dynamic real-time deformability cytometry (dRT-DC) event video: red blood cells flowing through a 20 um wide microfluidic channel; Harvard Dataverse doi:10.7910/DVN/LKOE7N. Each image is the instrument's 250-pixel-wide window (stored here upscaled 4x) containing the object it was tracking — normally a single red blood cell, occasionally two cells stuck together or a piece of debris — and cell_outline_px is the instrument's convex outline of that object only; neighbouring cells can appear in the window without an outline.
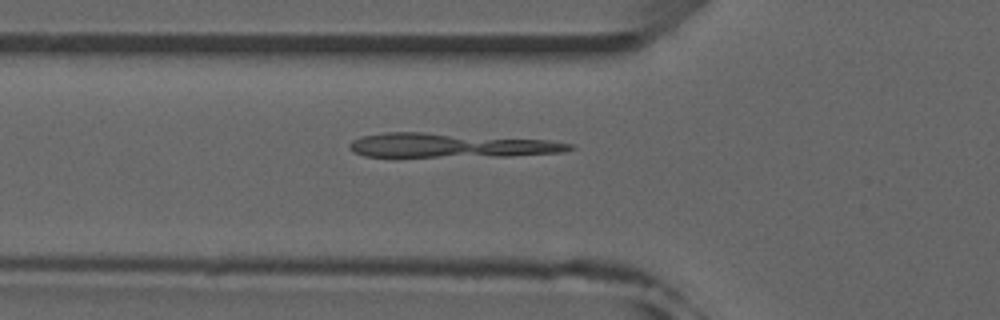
{"species": "common noctule bat (a hibernating species)", "species_latin": "Nyctalus noctula", "temperature_condition": "room temperature", "stored_images_in_passage": 35, "camera_frame_rate_fps": 3000, "um_per_image_px": 0.085, "animal": {"sex": "male", "forearm_length_mm": 52.5}, "frame": {"image": 1, "passage_image": 10, "time_ms": 3.0, "image_size_px": [1000, 320], "cell_outline_px": [[576, 148], [564, 152], [508, 156], [396, 160], [364, 156], [348, 148], [348, 144], [352, 140], [360, 136], [384, 132], [424, 132], [548, 140], [572, 144]], "centroid_in_image_um": [38.17, 12.41], "position_along_channel_um": 87.6, "area_um2": 33.12}}
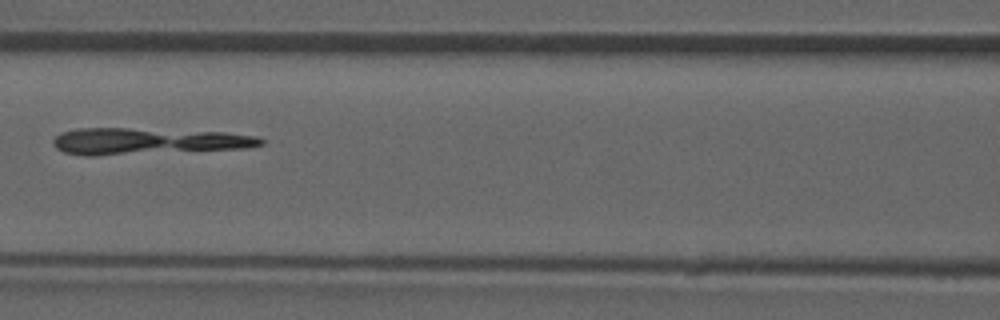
{"frame": {"image": 2, "passage_image": 15, "time_ms": 4.667, "image_size_px": [1000, 320], "cell_outline_px": [[264, 144], [248, 148], [96, 156], [84, 156], [64, 152], [56, 148], [52, 144], [52, 140], [60, 132], [76, 128], [128, 128], [224, 132], [260, 136], [264, 140]], "centroid_in_image_um": [12.54, 12.0], "position_along_channel_um": 154.1, "area_um2": 32.48}}